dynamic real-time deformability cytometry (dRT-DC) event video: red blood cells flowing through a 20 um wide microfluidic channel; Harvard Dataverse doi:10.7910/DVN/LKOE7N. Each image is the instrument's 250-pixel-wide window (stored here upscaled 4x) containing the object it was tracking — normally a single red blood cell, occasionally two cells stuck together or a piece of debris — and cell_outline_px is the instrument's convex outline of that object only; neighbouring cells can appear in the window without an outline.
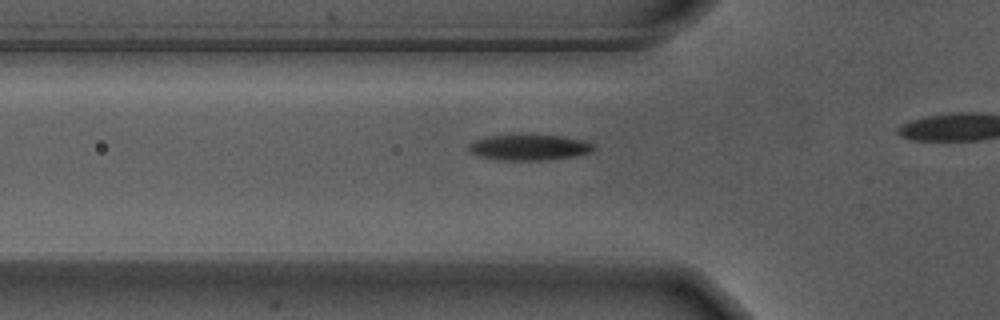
{"species": "Egyptian fruit bat (a non-hibernating species)", "species_latin": "Rousettus aegyptiacus", "temperature_condition": "warm", "stored_images_in_passage": 14, "camera_frame_rate_fps": 3000, "um_per_image_px": 0.085, "animal": {"sex": "male"}, "frame": {"image": 1, "passage_image": 5, "time_ms": 1.333, "image_size_px": [1000, 320], "cell_outline_px": [[596, 148], [592, 152], [576, 156], [548, 160], [496, 160], [480, 156], [472, 152], [468, 148], [468, 144], [472, 140], [484, 136], [520, 132], [560, 136], [584, 140], [592, 144]], "centroid_in_image_um": [44.94, 12.48], "position_along_channel_um": 80.9, "area_um2": 19.71}}
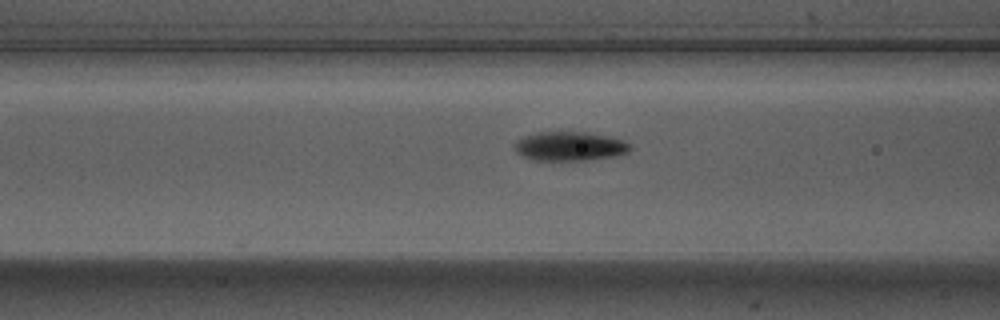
{"frame": {"image": 2, "passage_image": 8, "time_ms": 2.333, "image_size_px": [1000, 320], "cell_outline_px": [[632, 148], [628, 152], [612, 156], [588, 160], [532, 160], [516, 152], [512, 144], [516, 140], [524, 136], [536, 132], [584, 132], [604, 136], [620, 140], [628, 144]], "centroid_in_image_um": [48.33, 12.43], "position_along_channel_um": 118.3, "area_um2": 19.36}}